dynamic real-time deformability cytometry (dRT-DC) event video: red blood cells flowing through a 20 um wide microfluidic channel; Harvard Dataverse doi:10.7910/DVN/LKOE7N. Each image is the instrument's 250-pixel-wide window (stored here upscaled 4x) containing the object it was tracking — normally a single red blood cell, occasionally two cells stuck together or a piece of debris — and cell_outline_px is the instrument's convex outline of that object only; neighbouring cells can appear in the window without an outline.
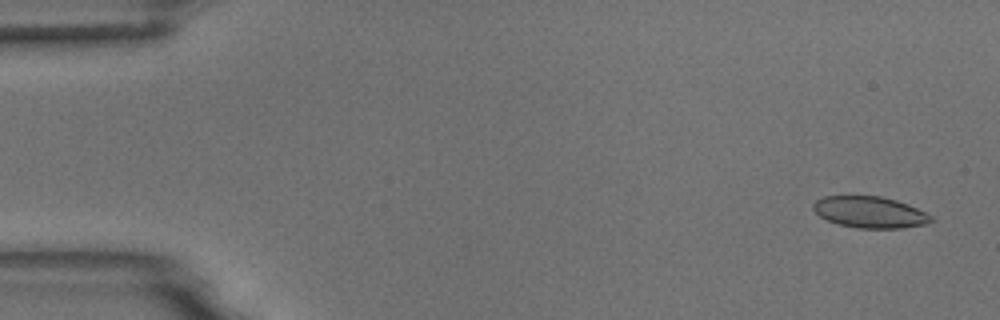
{"species": "common noctule bat (a hibernating species)", "species_latin": "Nyctalus noctula", "temperature_condition": "room temperature", "stored_images_in_passage": 55, "camera_frame_rate_fps": 3000, "um_per_image_px": 0.085, "animal": {"sex": "male", "body_mass_g": 18.8}, "frame": {"image": 1, "passage_image": 3, "time_ms": 0.667, "image_size_px": [1000, 320], "cell_outline_px": [[936, 220], [924, 224], [904, 228], [856, 228], [840, 224], [828, 220], [820, 216], [812, 208], [812, 204], [816, 200], [824, 196], [880, 196], [896, 200], [908, 204], [932, 216]], "centroid_in_image_um": [73.95, 18.03], "position_along_channel_um": 11.1, "area_um2": 21.5}}
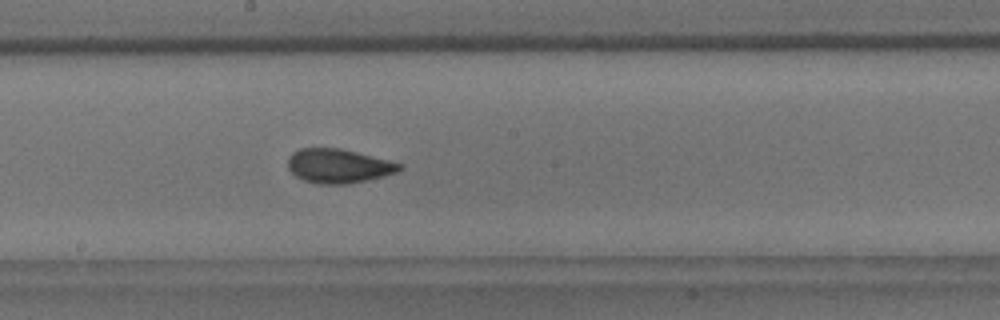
{"frame": {"image": 2, "passage_image": 30, "time_ms": 9.667, "image_size_px": [1000, 320], "cell_outline_px": [[404, 168], [396, 172], [384, 176], [368, 180], [348, 184], [316, 184], [304, 180], [296, 176], [288, 168], [288, 156], [292, 152], [300, 148], [340, 148], [404, 164]], "centroid_in_image_um": [28.77, 14.11], "position_along_channel_um": 219.4, "area_um2": 22.31}}
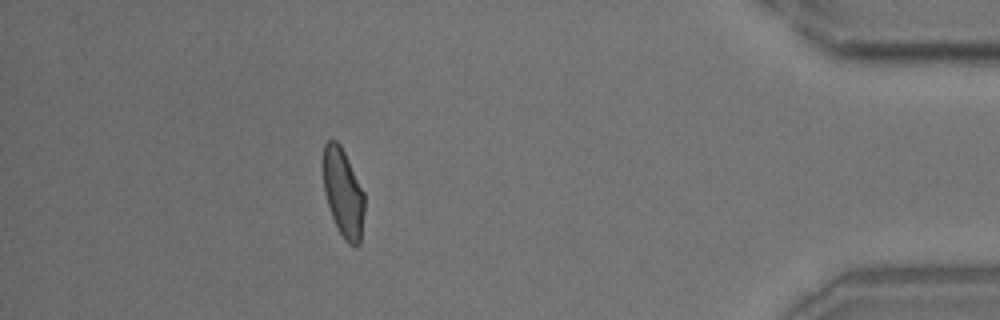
{"frame": {"image": 3, "passage_image": 49, "time_ms": 16.0, "image_size_px": [1000, 320], "cell_outline_px": [[364, 208], [360, 244], [356, 248], [348, 244], [344, 240], [332, 216], [324, 192], [320, 168], [320, 164], [324, 144], [328, 140], [336, 140], [340, 144], [364, 192]], "centroid_in_image_um": [29.12, 16.36], "position_along_channel_um": 406.1, "area_um2": 21.73}, "authors_computed_cell_mechanics": {"area_um2": 22.1374, "velocity_mm_per_s": 3.7176, "shape_relaxation_time_tau1_ms": 4.5416, "shape_relaxation_time_tau2_ms": 1.2561, "deformation_change_tau1": 0.1358, "deformation_change_tau2": 0.0533}}